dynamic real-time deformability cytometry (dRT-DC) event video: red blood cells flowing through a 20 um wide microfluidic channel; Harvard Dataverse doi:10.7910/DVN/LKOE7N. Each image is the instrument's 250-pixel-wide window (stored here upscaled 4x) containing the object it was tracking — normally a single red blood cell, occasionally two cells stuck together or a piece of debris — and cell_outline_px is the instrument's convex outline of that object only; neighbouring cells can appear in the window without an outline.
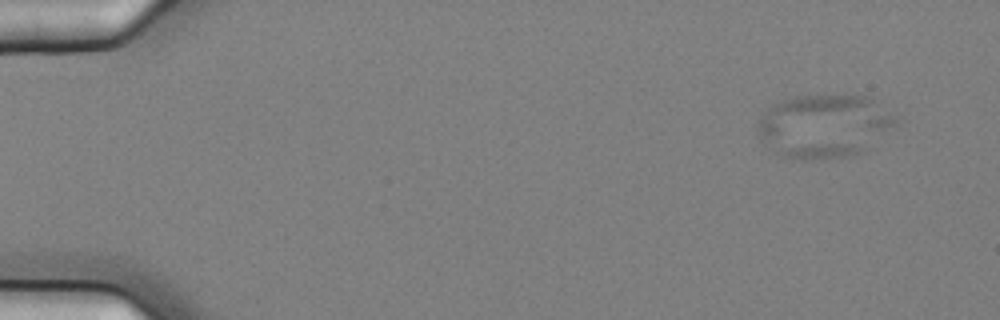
{"species": "common noctule bat (a hibernating species)", "species_latin": "Nyctalus noctula", "temperature_condition": "cold", "stored_images_in_passage": 3, "segment_of_instrument_passage": [2, 2], "camera_frame_rate_fps": 3000, "um_per_image_px": 0.085, "animal": {"sex": "female", "body_mass_g": 25.1}, "frame": {"image": 1, "passage_image": 3, "time_ms": 0.667, "image_size_px": [1000, 320], "cell_outline_px": [[896, 124], [860, 152], [840, 156], [788, 156], [772, 152], [764, 144], [760, 136], [756, 124], [768, 108], [772, 104], [796, 96], [872, 96], [896, 120]], "centroid_in_image_um": [70.0, 10.65], "position_along_channel_um": 15.0, "area_um2": 49.01}}